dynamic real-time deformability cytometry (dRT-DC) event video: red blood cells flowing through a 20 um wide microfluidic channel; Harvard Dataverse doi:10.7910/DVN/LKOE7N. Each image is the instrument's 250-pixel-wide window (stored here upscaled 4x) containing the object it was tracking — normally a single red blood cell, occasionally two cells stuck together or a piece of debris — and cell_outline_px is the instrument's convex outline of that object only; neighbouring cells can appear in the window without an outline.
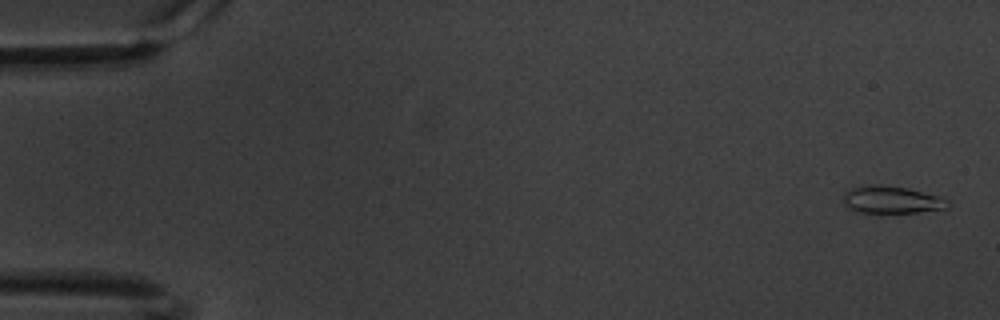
{"species": "common noctule bat (a hibernating species)", "species_latin": "Nyctalus noctula", "temperature_condition": "warm", "stored_images_in_passage": 62, "segment_of_instrument_passage": [1, 2], "camera_frame_rate_fps": 3000, "um_per_image_px": 0.085, "animal": {"sex": "male", "body_mass_g": 20.1, "forearm_length_mm": 53.5}, "frame": {"image": 1, "passage_image": 2, "time_ms": 0.333, "image_size_px": [1000, 320], "cell_outline_px": [[948, 208], [920, 212], [860, 212], [848, 208], [844, 200], [844, 192], [852, 188], [876, 184], [880, 184], [908, 188], [940, 196], [948, 200]], "centroid_in_image_um": [75.82, 16.97], "position_along_channel_um": 9.2, "area_um2": 16.47}}
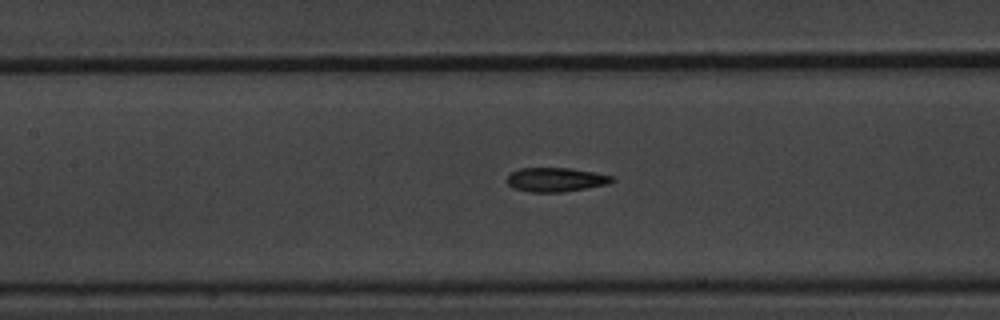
{"frame": {"image": 2, "passage_image": 28, "time_ms": 9.0, "image_size_px": [1000, 320], "cell_outline_px": [[616, 180], [608, 184], [560, 192], [528, 192], [512, 188], [508, 184], [508, 176], [512, 172], [520, 168], [568, 168], [592, 172], [612, 176]], "centroid_in_image_um": [47.22, 15.27], "position_along_channel_um": 160.2, "area_um2": 14.57}}
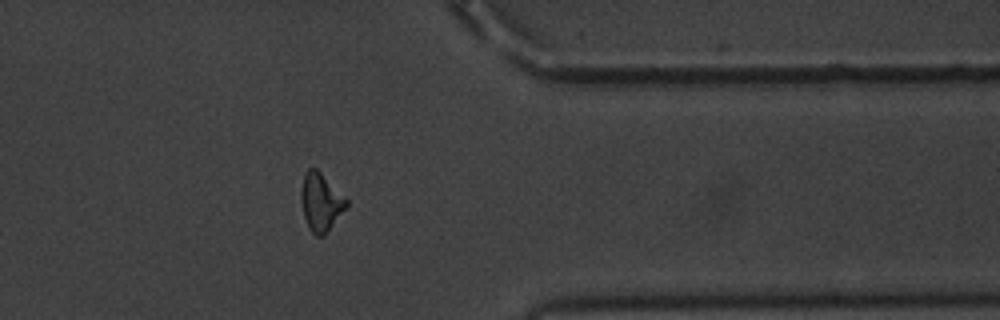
{"frame": {"image": 3, "passage_image": 49, "time_ms": 16.0, "image_size_px": [1000, 320], "cell_outline_px": [[348, 204], [324, 236], [316, 236], [308, 228], [304, 216], [300, 200], [300, 188], [304, 176], [308, 168], [316, 168], [348, 200]], "centroid_in_image_um": [27.24, 17.18], "position_along_channel_um": 384.2, "area_um2": 15.14}}